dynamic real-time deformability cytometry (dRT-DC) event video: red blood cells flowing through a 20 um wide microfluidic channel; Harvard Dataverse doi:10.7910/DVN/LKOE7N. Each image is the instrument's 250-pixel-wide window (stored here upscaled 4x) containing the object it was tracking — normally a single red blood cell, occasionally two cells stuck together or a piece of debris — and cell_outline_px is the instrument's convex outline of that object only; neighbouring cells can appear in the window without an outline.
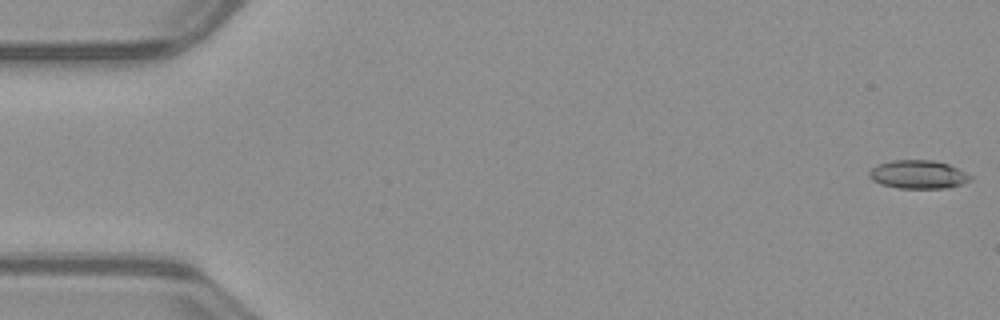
{"species": "common noctule bat (a hibernating species)", "species_latin": "Nyctalus noctula", "temperature_condition": "warm", "stored_images_in_passage": 52, "camera_frame_rate_fps": 3000, "um_per_image_px": 0.085, "animal": {"sex": "male", "body_mass_g": 23.1, "forearm_length_mm": 52.7}, "frame": {"image": 1, "passage_image": 1, "time_ms": 0.0, "image_size_px": [1000, 320], "cell_outline_px": [[972, 180], [948, 188], [900, 188], [880, 184], [872, 180], [868, 176], [868, 172], [876, 164], [892, 160], [932, 160], [948, 164], [972, 176]], "centroid_in_image_um": [78.01, 14.83], "position_along_channel_um": 7.0, "area_um2": 16.76}}
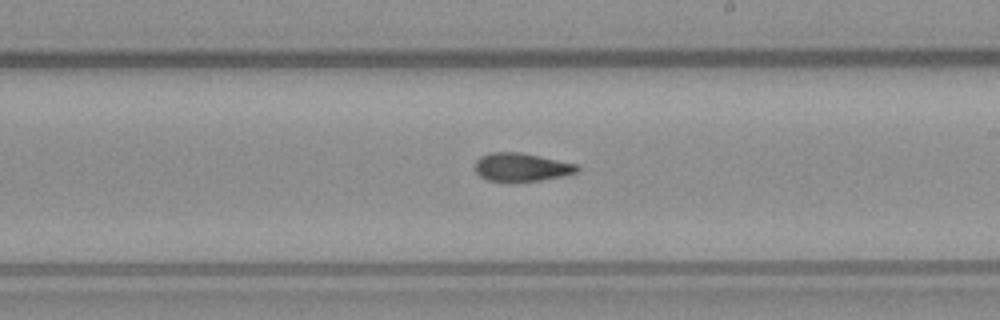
{"frame": {"image": 2, "passage_image": 30, "time_ms": 9.667, "image_size_px": [1000, 320], "cell_outline_px": [[580, 168], [576, 172], [564, 176], [540, 180], [488, 180], [480, 176], [476, 172], [476, 160], [480, 156], [488, 152], [520, 152], [576, 164]], "centroid_in_image_um": [44.31, 14.18], "position_along_channel_um": 244.7, "area_um2": 16.47}}
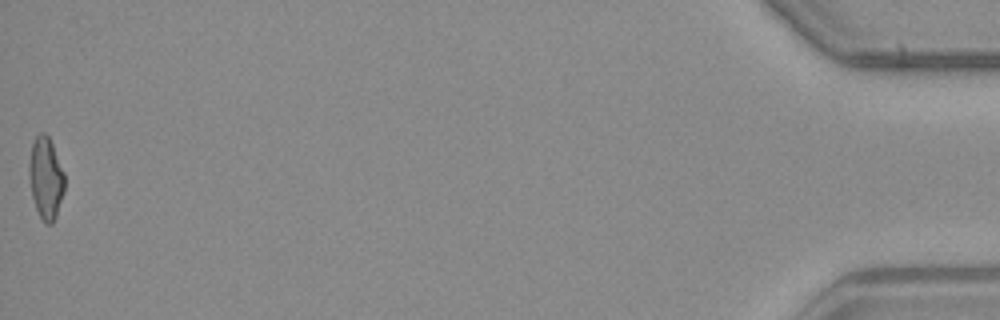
{"frame": {"image": 3, "passage_image": 52, "time_ms": 17.0, "image_size_px": [1000, 320], "cell_outline_px": [[64, 192], [56, 216], [52, 224], [44, 224], [36, 208], [32, 196], [28, 172], [28, 164], [32, 144], [36, 136], [40, 132], [44, 132], [48, 136], [52, 144], [64, 172]], "centroid_in_image_um": [3.88, 15.14], "position_along_channel_um": 431.3, "area_um2": 16.94}, "authors_computed_cell_mechanics": {"area_um2": 16.9932, "velocity_mm_per_s": 4.0152, "shape_relaxation_time_tau1_ms": null, "shape_relaxation_time_tau2_ms": 4.8483, "deformation_change_tau1": null, "deformation_change_tau2": 0.1449}}